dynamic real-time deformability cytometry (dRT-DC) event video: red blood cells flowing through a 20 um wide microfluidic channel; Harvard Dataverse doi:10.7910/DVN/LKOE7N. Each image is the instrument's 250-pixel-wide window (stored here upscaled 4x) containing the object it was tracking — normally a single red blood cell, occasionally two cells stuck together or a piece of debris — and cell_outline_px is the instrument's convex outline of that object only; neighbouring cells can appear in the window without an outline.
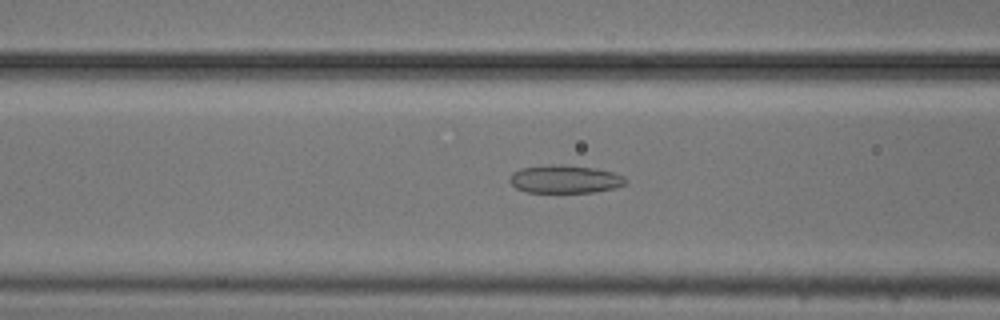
{"species": "common noctule bat (a hibernating species)", "species_latin": "Nyctalus noctula", "temperature_condition": "cold", "stored_images_in_passage": 53, "camera_frame_rate_fps": 3000, "um_per_image_px": 0.085, "animal": {"sex": "male", "body_mass_g": 20.5, "forearm_length_mm": 52.5}, "frame": {"image": 1, "passage_image": 20, "time_ms": 6.333, "image_size_px": [1000, 320], "cell_outline_px": [[628, 184], [612, 188], [592, 192], [528, 192], [516, 188], [508, 180], [512, 172], [520, 168], [556, 164], [560, 164], [596, 168], [612, 172], [624, 176], [628, 180]], "centroid_in_image_um": [48.02, 15.22], "position_along_channel_um": 118.6, "area_um2": 18.96}}
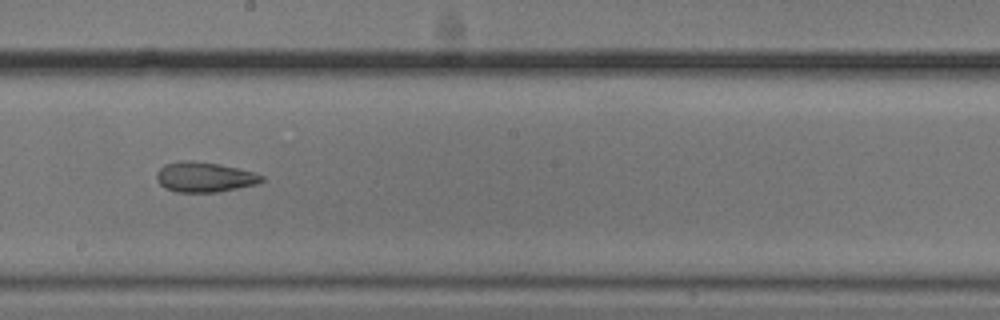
{"frame": {"image": 2, "passage_image": 29, "time_ms": 9.333, "image_size_px": [1000, 320], "cell_outline_px": [[264, 180], [260, 184], [216, 192], [176, 192], [160, 184], [156, 180], [156, 172], [164, 164], [184, 160], [192, 160], [220, 164], [252, 172], [264, 176]], "centroid_in_image_um": [17.38, 15.05], "position_along_channel_um": 230.8, "area_um2": 18.44}}
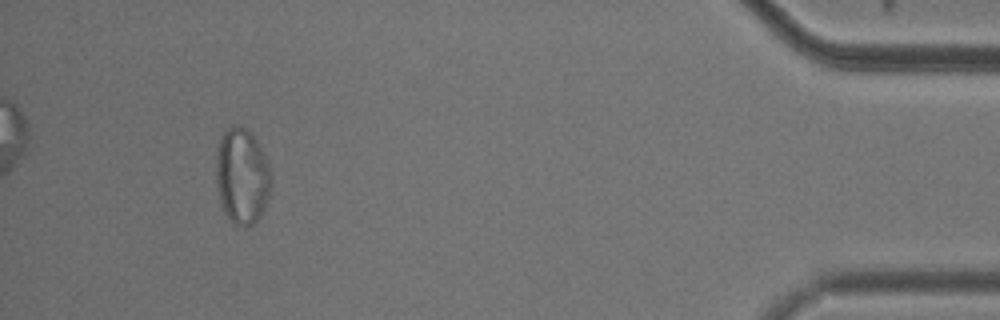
{"frame": {"image": 3, "passage_image": 49, "time_ms": 16.0, "image_size_px": [1000, 320], "cell_outline_px": [[272, 180], [268, 200], [260, 216], [252, 224], [236, 224], [228, 220], [224, 212], [220, 200], [216, 180], [216, 156], [220, 140], [224, 132], [232, 124], [240, 124], [256, 140], [268, 164], [272, 176]], "centroid_in_image_um": [20.57, 14.97], "position_along_channel_um": 414.6, "area_um2": 30.52}, "authors_computed_cell_mechanics": {"area_um2": 22.542, "velocity_mm_per_s": 3.7246, "shape_relaxation_time_tau1_ms": null, "shape_relaxation_time_tau2_ms": 1.7491, "deformation_change_tau1": null, "deformation_change_tau2": 0.073}}